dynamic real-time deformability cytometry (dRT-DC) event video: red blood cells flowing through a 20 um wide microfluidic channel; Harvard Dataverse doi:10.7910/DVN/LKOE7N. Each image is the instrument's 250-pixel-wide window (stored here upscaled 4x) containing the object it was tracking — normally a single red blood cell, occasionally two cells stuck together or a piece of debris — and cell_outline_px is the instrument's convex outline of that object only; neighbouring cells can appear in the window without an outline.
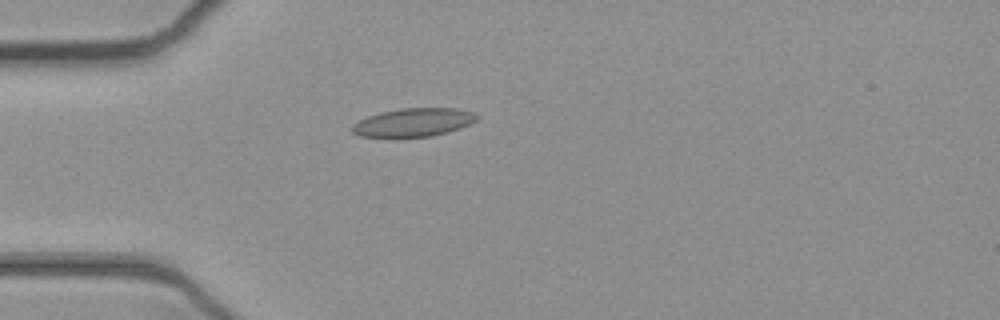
{"species": "common noctule bat (a hibernating species)", "species_latin": "Nyctalus noctula", "temperature_condition": "cold", "stored_images_in_passage": 40, "camera_frame_rate_fps": 3000, "um_per_image_px": 0.085, "animal": {"sex": "female", "body_mass_g": 21.9}, "frame": {"image": 1, "passage_image": 2, "time_ms": 0.333, "image_size_px": [1000, 320], "cell_outline_px": [[480, 116], [476, 120], [460, 128], [448, 132], [432, 136], [360, 136], [352, 132], [352, 124], [368, 116], [380, 112], [400, 108], [456, 108], [476, 112]], "centroid_in_image_um": [35.19, 10.38], "position_along_channel_um": 49.8, "area_um2": 20.46}}
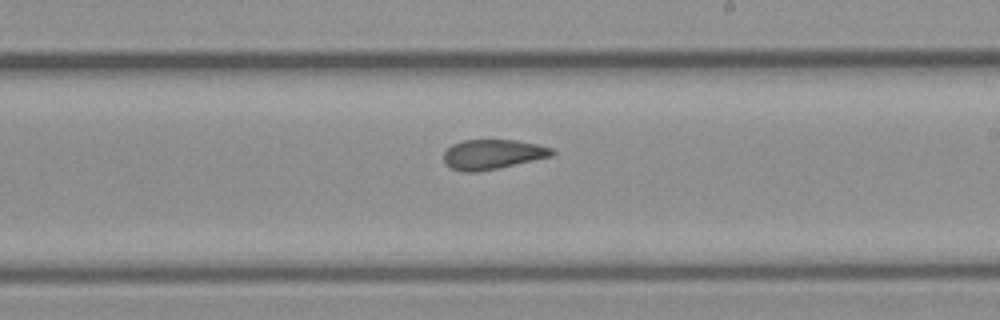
{"frame": {"image": 2, "passage_image": 18, "time_ms": 5.667, "image_size_px": [1000, 320], "cell_outline_px": [[556, 152], [552, 156], [496, 168], [476, 172], [464, 172], [452, 168], [444, 164], [444, 152], [452, 144], [464, 140], [516, 140], [536, 144], [552, 148]], "centroid_in_image_um": [41.85, 13.11], "position_along_channel_um": 247.1, "area_um2": 18.61}}
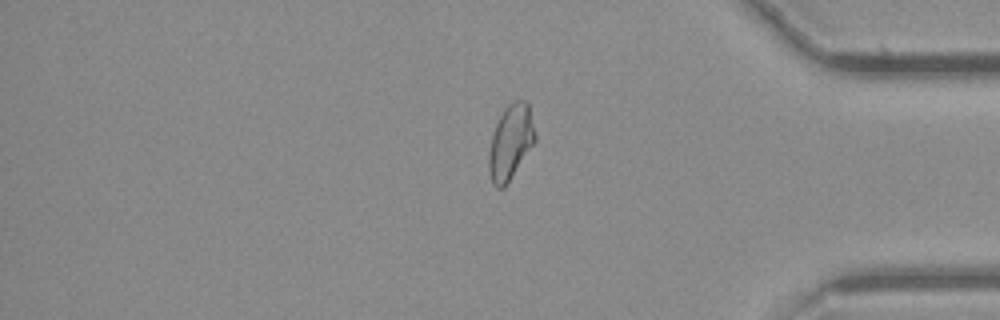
{"frame": {"image": 3, "passage_image": 31, "time_ms": 10.0, "image_size_px": [1000, 320], "cell_outline_px": [[536, 140], [504, 188], [496, 188], [492, 184], [488, 172], [488, 156], [492, 136], [496, 124], [504, 108], [508, 104], [516, 100], [528, 100], [536, 136]], "centroid_in_image_um": [43.39, 12.08], "position_along_channel_um": 391.8, "area_um2": 20.17}, "authors_computed_cell_mechanics": {"area_um2": 19.5653, "velocity_mm_per_s": 3.9079, "shape_relaxation_time_tau1_ms": null, "shape_relaxation_time_tau2_ms": 2.622, "deformation_change_tau1": null, "deformation_change_tau2": 0.0848}}